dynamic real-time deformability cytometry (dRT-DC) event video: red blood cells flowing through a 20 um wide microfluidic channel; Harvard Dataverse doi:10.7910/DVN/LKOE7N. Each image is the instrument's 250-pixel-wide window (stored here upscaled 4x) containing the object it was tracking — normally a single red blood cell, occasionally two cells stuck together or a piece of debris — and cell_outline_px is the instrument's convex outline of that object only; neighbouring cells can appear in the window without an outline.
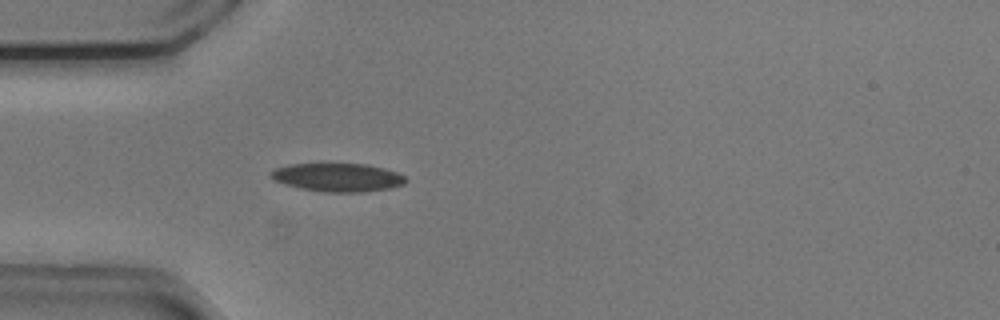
{"species": "common noctule bat (a hibernating species)", "species_latin": "Nyctalus noctula", "temperature_condition": "cold", "stored_images_in_passage": 39, "camera_frame_rate_fps": 3000, "um_per_image_px": 0.085, "animal": {"sex": "male", "body_mass_g": 20.5, "forearm_length_mm": 52.5}, "frame": {"image": 1, "passage_image": 1, "time_ms": 0.0, "image_size_px": [1000, 320], "cell_outline_px": [[408, 180], [404, 184], [392, 188], [364, 192], [324, 192], [300, 188], [276, 180], [268, 172], [276, 168], [288, 164], [320, 160], [368, 164], [384, 168], [396, 172], [404, 176]], "centroid_in_image_um": [28.7, 15.01], "position_along_channel_um": 56.3, "area_um2": 23.35}}
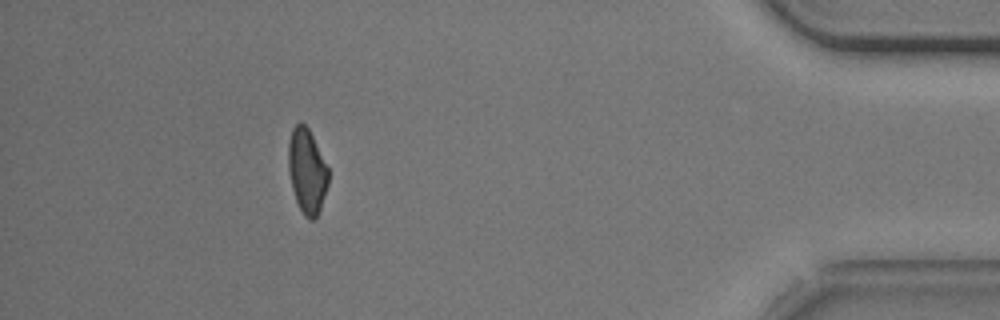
{"frame": {"image": 2, "passage_image": 34, "time_ms": 11.0, "image_size_px": [1000, 320], "cell_outline_px": [[328, 184], [320, 208], [316, 216], [312, 220], [304, 216], [296, 200], [292, 188], [288, 168], [288, 140], [292, 128], [296, 124], [304, 124], [308, 128], [328, 168]], "centroid_in_image_um": [26.07, 14.53], "position_along_channel_um": 409.1, "area_um2": 19.42}, "authors_computed_cell_mechanics": {"area_um2": 20.9814, "velocity_mm_per_s": 3.74, "shape_relaxation_time_tau1_ms": 3.2653, "shape_relaxation_time_tau2_ms": 5.0991, "deformation_change_tau1": 0.1123, "deformation_change_tau2": 0.105}}